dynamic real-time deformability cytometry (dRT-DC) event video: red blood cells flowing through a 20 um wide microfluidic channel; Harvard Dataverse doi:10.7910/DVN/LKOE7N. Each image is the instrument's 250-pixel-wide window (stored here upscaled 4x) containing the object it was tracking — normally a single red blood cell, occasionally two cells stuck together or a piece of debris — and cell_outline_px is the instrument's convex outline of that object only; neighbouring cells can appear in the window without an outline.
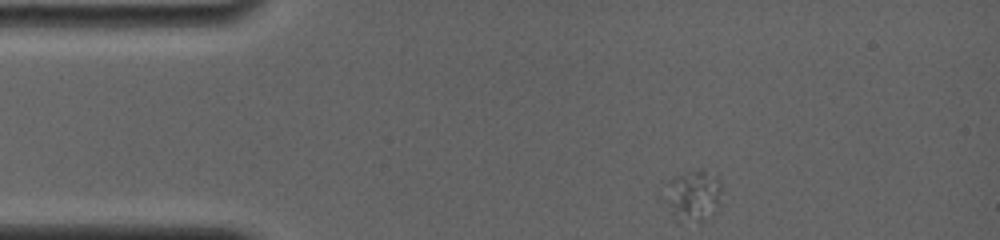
{"species": "common noctule bat (a hibernating species)", "species_latin": "Nyctalus noctula", "temperature_condition": "room temperature", "stored_images_in_passage": 20, "camera_frame_rate_fps": 4000, "um_per_image_px": 0.085, "animal": {"sex": "female", "body_mass_g": 19.0, "forearm_length_mm": 56.7}, "frame": {"image": 1, "passage_image": 1, "time_ms": 0.0, "image_size_px": [1000, 240], "cell_outline_px": [[720, 204], [716, 212], [712, 216], [704, 220], [676, 220], [656, 192], [664, 180], [672, 176], [700, 168], [704, 168], [720, 180]], "centroid_in_image_um": [58.77, 16.57], "position_along_channel_um": 26.2, "area_um2": 18.26}}
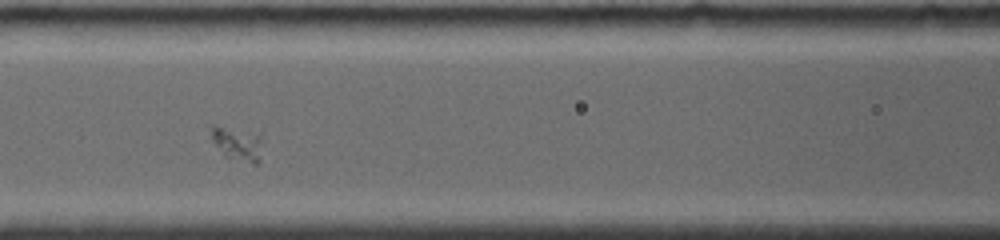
{"frame": {"image": 2, "passage_image": 12, "time_ms": 4.75, "image_size_px": [1000, 240], "cell_outline_px": [[260, 164], [252, 164], [224, 156], [212, 140], [208, 124], [216, 124], [260, 132]], "centroid_in_image_um": [20.15, 12.15], "position_along_channel_um": 146.5, "area_um2": 10.64}}
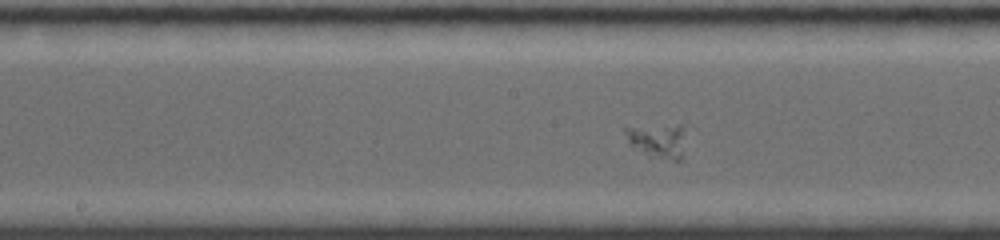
{"frame": {"image": 3, "passage_image": 17, "time_ms": 6.0, "image_size_px": [1000, 240], "cell_outline_px": [[688, 132], [680, 160], [672, 160], [648, 156], [628, 144], [624, 132], [624, 128], [676, 124], [680, 124], [688, 128]], "centroid_in_image_um": [55.98, 11.93], "position_along_channel_um": 192.2, "area_um2": 12.54}}